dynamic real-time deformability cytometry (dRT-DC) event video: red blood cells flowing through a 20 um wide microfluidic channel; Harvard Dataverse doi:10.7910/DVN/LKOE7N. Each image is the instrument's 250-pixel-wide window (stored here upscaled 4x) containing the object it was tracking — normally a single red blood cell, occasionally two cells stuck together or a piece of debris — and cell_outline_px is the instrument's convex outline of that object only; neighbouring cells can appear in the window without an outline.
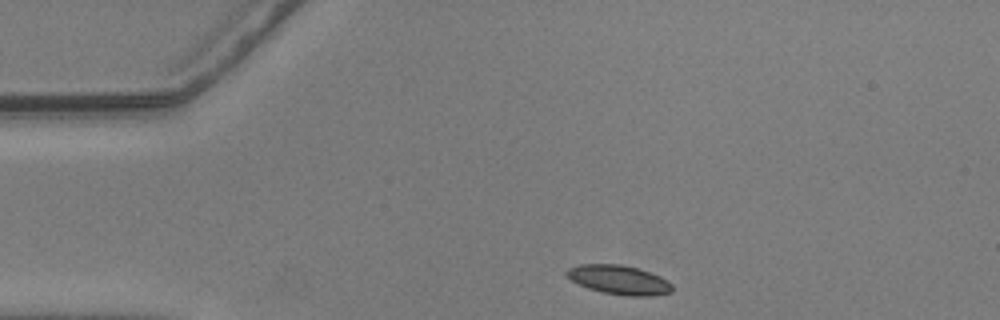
{"species": "common noctule bat (a hibernating species)", "species_latin": "Nyctalus noctula", "temperature_condition": "warm", "stored_images_in_passage": 46, "camera_frame_rate_fps": 3000, "um_per_image_px": 0.085, "animal": {"sex": "male", "body_mass_g": 20.5, "forearm_length_mm": 52.5}, "frame": {"image": 1, "passage_image": 1, "time_ms": 0.0, "image_size_px": [1000, 320], "cell_outline_px": [[672, 292], [652, 296], [628, 296], [604, 292], [588, 288], [572, 280], [564, 272], [568, 268], [576, 264], [620, 264], [636, 268], [660, 276], [668, 280], [672, 284]], "centroid_in_image_um": [52.62, 23.78], "position_along_channel_um": 32.4, "area_um2": 17.86}}
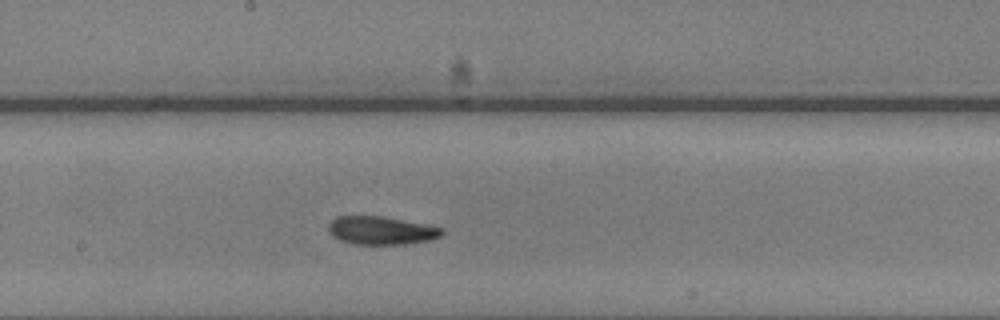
{"frame": {"image": 2, "passage_image": 20, "time_ms": 6.333, "image_size_px": [1000, 320], "cell_outline_px": [[444, 232], [440, 236], [428, 240], [404, 244], [352, 244], [340, 240], [332, 236], [328, 232], [328, 224], [336, 216], [380, 216], [432, 224], [444, 228]], "centroid_in_image_um": [32.41, 19.58], "position_along_channel_um": 215.8, "area_um2": 18.9}}
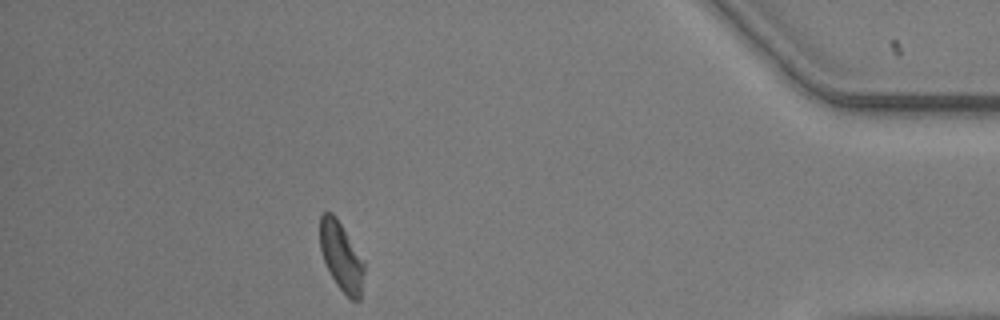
{"frame": {"image": 3, "passage_image": 40, "time_ms": 13.0, "image_size_px": [1000, 320], "cell_outline_px": [[364, 272], [360, 300], [352, 300], [336, 284], [324, 260], [320, 248], [320, 216], [324, 212], [332, 212], [336, 216], [364, 260]], "centroid_in_image_um": [29.02, 21.78], "position_along_channel_um": 406.2, "area_um2": 17.51}, "authors_computed_cell_mechanics": {"area_um2": 18.9295, "velocity_mm_per_s": 3.5912, "shape_relaxation_time_tau1_ms": 3.7452, "shape_relaxation_time_tau2_ms": 5.3102, "deformation_change_tau1": 0.1062, "deformation_change_tau2": 0.1397}}